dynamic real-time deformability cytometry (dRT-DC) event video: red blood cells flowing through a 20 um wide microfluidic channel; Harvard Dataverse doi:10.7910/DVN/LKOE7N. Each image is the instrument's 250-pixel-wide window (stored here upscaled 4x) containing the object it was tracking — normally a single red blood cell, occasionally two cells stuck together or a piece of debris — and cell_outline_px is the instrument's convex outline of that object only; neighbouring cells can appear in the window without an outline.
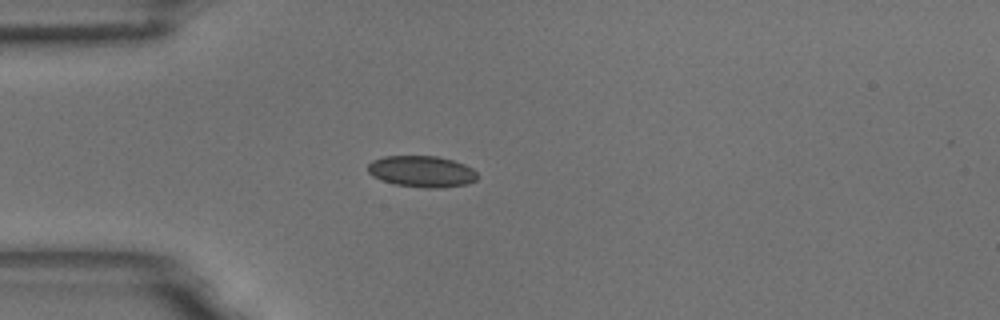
{"species": "common noctule bat (a hibernating species)", "species_latin": "Nyctalus noctula", "temperature_condition": "room temperature", "stored_images_in_passage": 8, "camera_frame_rate_fps": 3000, "um_per_image_px": 0.085, "animal": {"sex": "male", "body_mass_g": 18.8}, "frame": {"image": 1, "passage_image": 1, "time_ms": 0.0, "image_size_px": [1000, 320], "cell_outline_px": [[480, 176], [476, 180], [468, 184], [444, 188], [424, 188], [396, 184], [372, 176], [368, 172], [368, 164], [372, 160], [384, 156], [436, 156], [452, 160], [464, 164], [472, 168]], "centroid_in_image_um": [35.88, 14.58], "position_along_channel_um": 49.1, "area_um2": 20.11}}
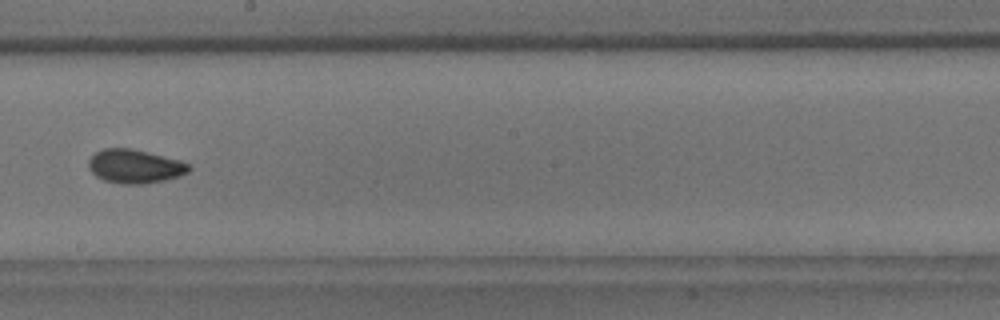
{"frame": {"image": 2, "passage_image": 6, "time_ms": 1.667, "image_size_px": [1000, 320], "cell_outline_px": [[192, 168], [188, 172], [180, 176], [164, 180], [144, 184], [124, 184], [104, 180], [96, 176], [88, 168], [88, 160], [96, 152], [104, 148], [132, 148], [180, 160], [188, 164]], "centroid_in_image_um": [11.46, 14.13], "position_along_channel_um": 236.7, "area_um2": 19.77}}
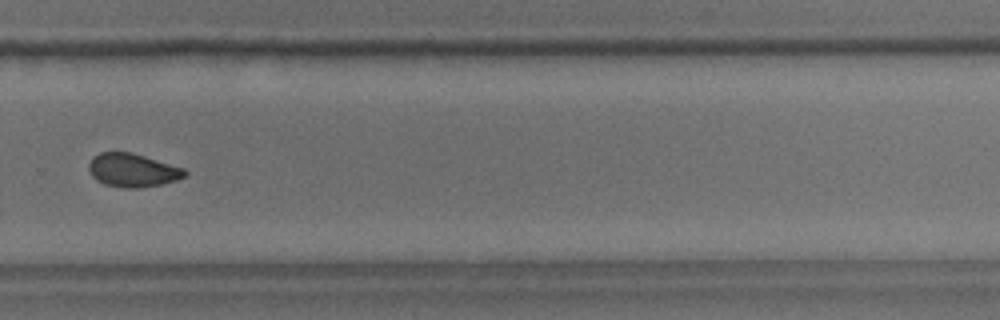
{"frame": {"image": 3, "passage_image": 8, "time_ms": 2.333, "image_size_px": [1000, 320], "cell_outline_px": [[188, 172], [184, 176], [176, 180], [160, 184], [140, 188], [124, 188], [104, 184], [96, 180], [92, 176], [88, 168], [88, 164], [92, 156], [100, 152], [132, 152], [184, 168]], "centroid_in_image_um": [11.24, 14.46], "position_along_channel_um": 318.6, "area_um2": 18.79}}